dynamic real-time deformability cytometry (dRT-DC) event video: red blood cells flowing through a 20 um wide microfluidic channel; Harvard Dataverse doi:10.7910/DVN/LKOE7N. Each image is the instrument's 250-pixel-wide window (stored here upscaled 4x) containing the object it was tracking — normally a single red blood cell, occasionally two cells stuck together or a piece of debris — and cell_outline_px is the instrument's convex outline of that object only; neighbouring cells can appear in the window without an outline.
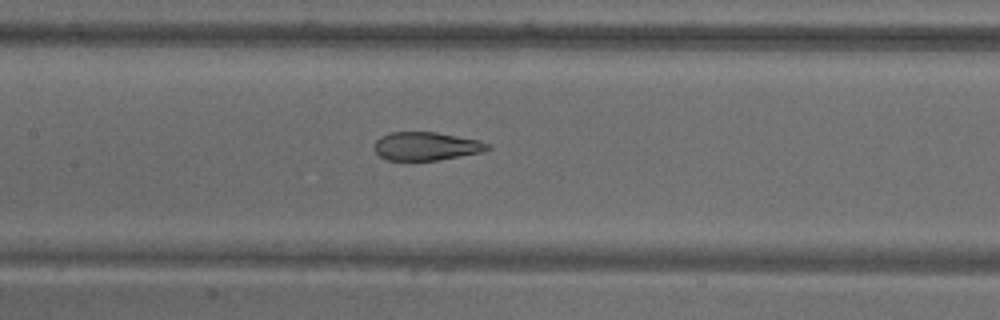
{"species": "common noctule bat (a hibernating species)", "species_latin": "Nyctalus noctula", "temperature_condition": "warm", "stored_images_in_passage": 6, "camera_frame_rate_fps": 3000, "um_per_image_px": 0.085, "animal": {"sex": "male", "body_mass_g": 18.8}, "frame": {"image": 1, "passage_image": 6, "time_ms": 6.667, "image_size_px": [1000, 320], "cell_outline_px": [[492, 148], [480, 152], [440, 160], [388, 160], [380, 156], [372, 148], [376, 140], [380, 136], [388, 132], [436, 132], [480, 140], [492, 144]], "centroid_in_image_um": [36.23, 12.42], "position_along_channel_um": 171.2, "area_um2": 18.9}}